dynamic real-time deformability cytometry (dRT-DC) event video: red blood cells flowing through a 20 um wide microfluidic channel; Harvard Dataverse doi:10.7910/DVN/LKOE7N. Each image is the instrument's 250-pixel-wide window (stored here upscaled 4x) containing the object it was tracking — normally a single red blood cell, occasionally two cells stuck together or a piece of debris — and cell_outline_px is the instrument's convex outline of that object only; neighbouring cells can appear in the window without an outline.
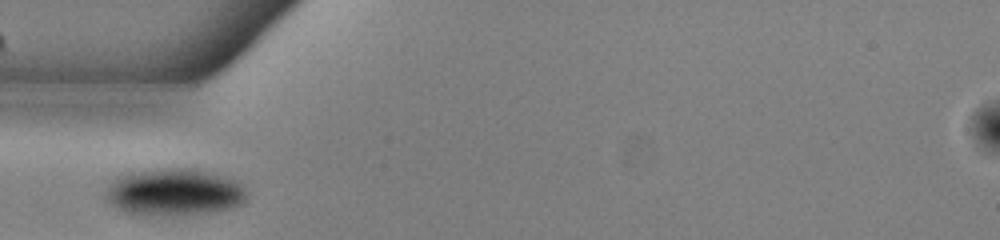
{"species": "common noctule bat (a hibernating species)", "species_latin": "Nyctalus noctula", "temperature_condition": "warm", "stored_images_in_passage": 3, "camera_frame_rate_fps": 3000, "um_per_image_px": 0.085, "animal": {"sex": "male", "body_mass_g": 13.0, "forearm_length_mm": 53.1}, "frame": {"image": 1, "passage_image": 1, "time_ms": 0.0, "image_size_px": [1000, 240], "cell_outline_px": [[248, 196], [240, 204], [232, 208], [208, 212], [176, 216], [128, 212], [112, 204], [108, 200], [108, 184], [112, 180], [128, 172], [168, 168], [196, 168], [224, 176], [240, 184], [248, 192]], "centroid_in_image_um": [14.86, 16.31], "position_along_channel_um": 70.1, "area_um2": 38.26}}